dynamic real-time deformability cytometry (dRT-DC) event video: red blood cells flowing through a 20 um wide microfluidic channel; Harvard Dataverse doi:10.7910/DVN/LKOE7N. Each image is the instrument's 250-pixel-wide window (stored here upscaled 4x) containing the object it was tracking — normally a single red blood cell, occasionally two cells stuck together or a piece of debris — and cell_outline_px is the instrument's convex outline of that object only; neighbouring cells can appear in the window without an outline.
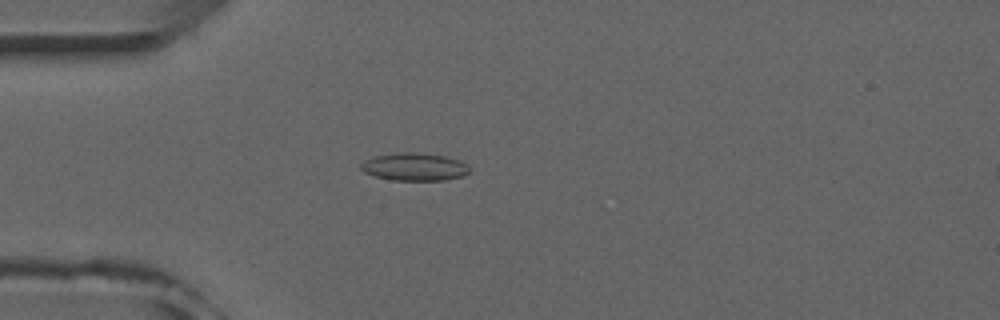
{"species": "common noctule bat (a hibernating species)", "species_latin": "Nyctalus noctula", "temperature_condition": "room temperature", "stored_images_in_passage": 52, "camera_frame_rate_fps": 3000, "um_per_image_px": 0.085, "animal": {"sex": "male", "forearm_length_mm": 52.5}, "frame": {"image": 1, "passage_image": 14, "time_ms": 4.333, "image_size_px": [1000, 320], "cell_outline_px": [[468, 172], [464, 176], [444, 180], [392, 180], [376, 176], [364, 172], [360, 168], [360, 164], [364, 160], [372, 156], [396, 152], [416, 152], [444, 156], [460, 160], [468, 164]], "centroid_in_image_um": [35.2, 14.17], "position_along_channel_um": 49.8, "area_um2": 17.69}}
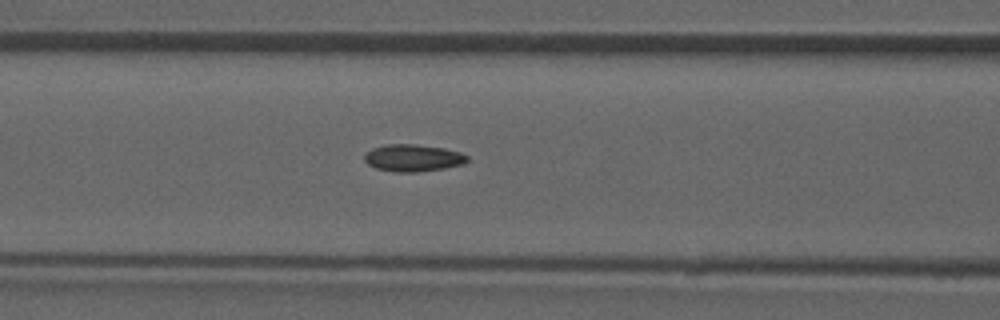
{"frame": {"image": 2, "passage_image": 21, "time_ms": 6.667, "image_size_px": [1000, 320], "cell_outline_px": [[468, 160], [464, 164], [444, 168], [416, 172], [396, 172], [376, 168], [368, 164], [364, 160], [364, 156], [372, 148], [388, 144], [412, 144], [444, 148], [460, 152], [468, 156]], "centroid_in_image_um": [35.12, 13.42], "position_along_channel_um": 131.5, "area_um2": 16.13}}
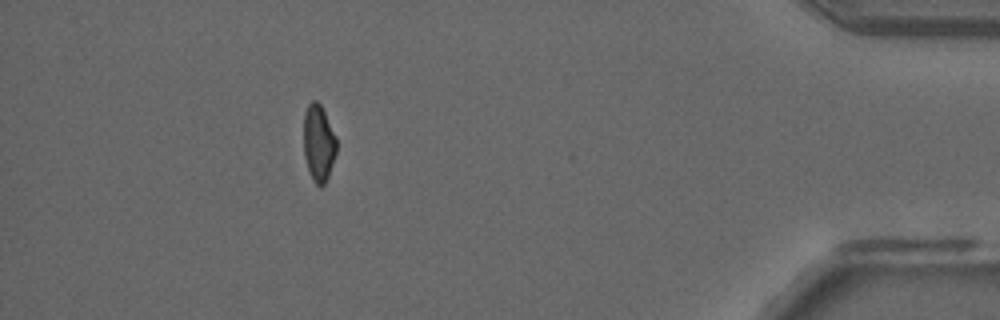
{"frame": {"image": 3, "passage_image": 46, "time_ms": 15.0, "image_size_px": [1000, 320], "cell_outline_px": [[336, 152], [328, 176], [324, 184], [316, 184], [312, 180], [304, 156], [304, 112], [308, 104], [312, 100], [316, 100], [320, 104], [336, 136]], "centroid_in_image_um": [27.07, 12.13], "position_along_channel_um": 408.1, "area_um2": 14.51}, "authors_computed_cell_mechanics": {"area_um2": 15.7794, "velocity_mm_per_s": 3.9867, "shape_relaxation_time_tau1_ms": null, "shape_relaxation_time_tau2_ms": 3.8692, "deformation_change_tau1": null, "deformation_change_tau2": 0.0985}}